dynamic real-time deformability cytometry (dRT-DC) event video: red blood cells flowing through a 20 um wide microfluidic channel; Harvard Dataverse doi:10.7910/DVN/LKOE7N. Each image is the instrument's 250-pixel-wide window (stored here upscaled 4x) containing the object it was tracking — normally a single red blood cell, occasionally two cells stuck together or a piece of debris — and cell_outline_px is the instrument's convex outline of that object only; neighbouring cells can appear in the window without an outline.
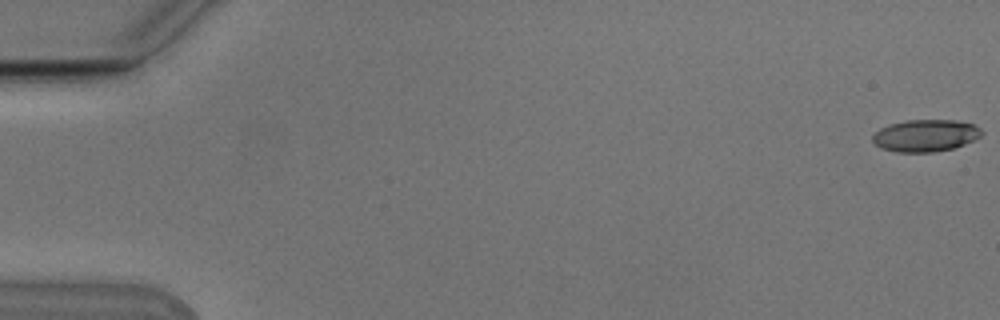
{"species": "Egyptian fruit bat (a non-hibernating species)", "species_latin": "Rousettus aegyptiacus", "temperature_condition": "cold", "stored_images_in_passage": 8, "camera_frame_rate_fps": 3000, "um_per_image_px": 0.085, "animal": {"sex": "male"}, "frame": {"image": 1, "passage_image": 1, "time_ms": 0.0, "image_size_px": [1000, 320], "cell_outline_px": [[984, 132], [980, 136], [964, 144], [952, 148], [932, 152], [896, 152], [880, 148], [872, 140], [872, 136], [880, 128], [904, 120], [956, 120], [972, 124], [980, 128]], "centroid_in_image_um": [78.65, 11.52], "position_along_channel_um": 6.3, "area_um2": 20.23}}